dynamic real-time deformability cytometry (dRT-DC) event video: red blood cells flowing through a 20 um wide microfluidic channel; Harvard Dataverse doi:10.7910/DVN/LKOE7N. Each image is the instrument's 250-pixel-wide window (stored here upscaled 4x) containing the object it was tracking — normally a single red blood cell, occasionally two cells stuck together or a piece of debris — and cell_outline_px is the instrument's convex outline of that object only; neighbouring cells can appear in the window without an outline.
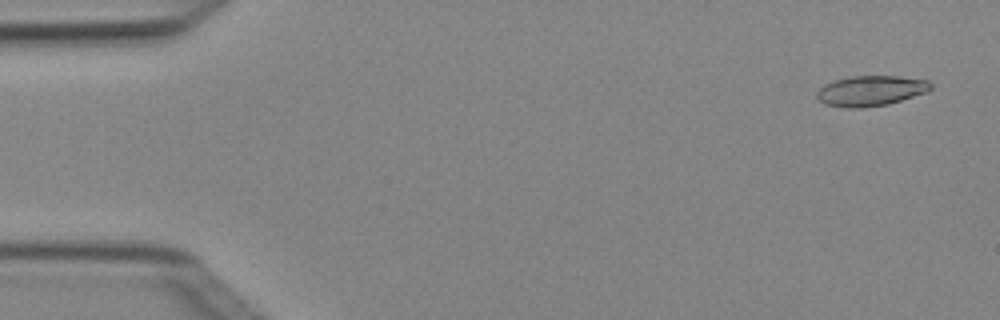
{"species": "Egyptian fruit bat (a non-hibernating species)", "species_latin": "Rousettus aegyptiacus", "temperature_condition": "cold", "stored_images_in_passage": 6, "camera_frame_rate_fps": 3000, "um_per_image_px": 0.085, "animal": {"sex": "female"}, "frame": {"image": 1, "passage_image": 1, "time_ms": 0.0, "image_size_px": [1000, 320], "cell_outline_px": [[932, 88], [928, 92], [888, 104], [860, 108], [844, 108], [824, 104], [816, 96], [816, 92], [824, 84], [836, 80], [852, 76], [900, 76], [928, 80], [932, 84]], "centroid_in_image_um": [74.03, 7.72], "position_along_channel_um": 11.0, "area_um2": 20.23}}
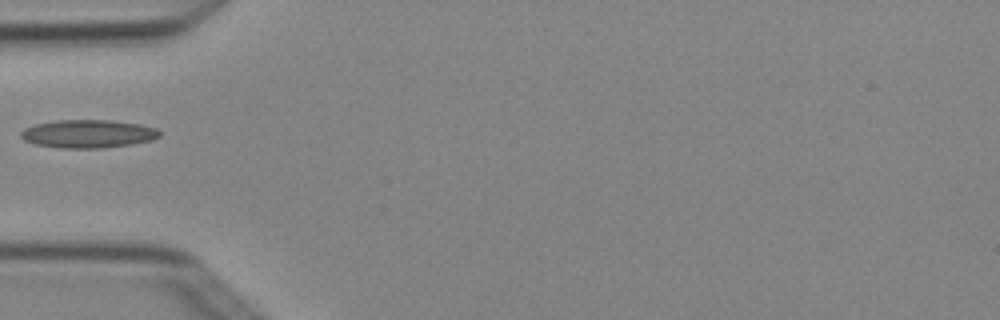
{"frame": {"image": 2, "passage_image": 5, "time_ms": 1.333, "image_size_px": [1000, 320], "cell_outline_px": [[160, 136], [152, 140], [132, 144], [100, 148], [60, 148], [36, 144], [24, 140], [20, 136], [20, 132], [24, 128], [36, 124], [56, 120], [112, 120], [140, 124], [156, 128], [160, 132]], "centroid_in_image_um": [7.49, 11.37], "position_along_channel_um": 77.5, "area_um2": 22.77}}
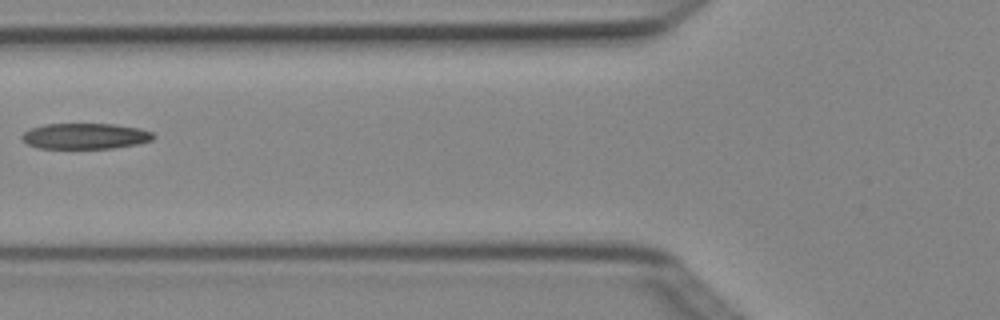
{"frame": {"image": 3, "passage_image": 6, "time_ms": 1.667, "image_size_px": [1000, 320], "cell_outline_px": [[156, 136], [152, 140], [140, 144], [112, 148], [36, 148], [28, 144], [20, 136], [28, 128], [44, 124], [112, 124], [140, 128], [152, 132]], "centroid_in_image_um": [7.25, 11.57], "position_along_channel_um": 118.6, "area_um2": 19.88}}